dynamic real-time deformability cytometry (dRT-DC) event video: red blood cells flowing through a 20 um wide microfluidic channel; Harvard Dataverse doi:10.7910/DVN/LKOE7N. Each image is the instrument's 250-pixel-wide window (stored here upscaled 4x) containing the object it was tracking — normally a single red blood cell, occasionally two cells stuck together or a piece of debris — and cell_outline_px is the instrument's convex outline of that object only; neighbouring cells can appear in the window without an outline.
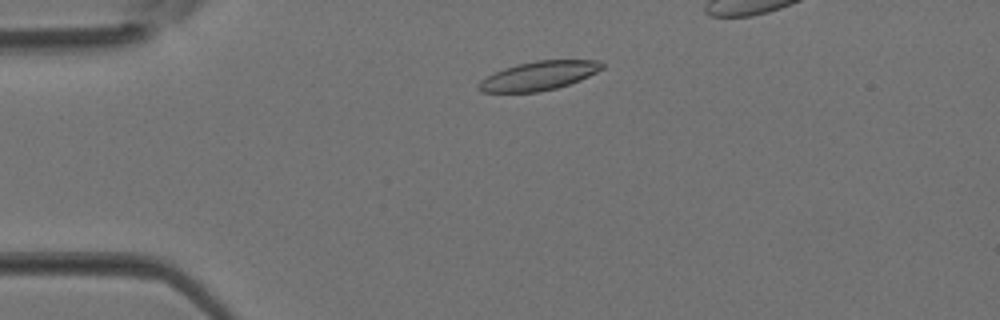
{"species": "Egyptian fruit bat (a non-hibernating species)", "species_latin": "Rousettus aegyptiacus", "temperature_condition": "room temperature", "stored_images_in_passage": 30, "camera_frame_rate_fps": 3000, "um_per_image_px": 0.085, "animal": {"sex": "female"}, "frame": {"image": 1, "passage_image": 5, "time_ms": 1.333, "image_size_px": [1000, 320], "cell_outline_px": [[604, 68], [580, 80], [556, 88], [540, 92], [480, 92], [476, 88], [476, 84], [480, 80], [504, 68], [516, 64], [536, 60], [596, 60], [604, 64]], "centroid_in_image_um": [45.77, 6.44], "position_along_channel_um": 39.2, "area_um2": 20.81}}
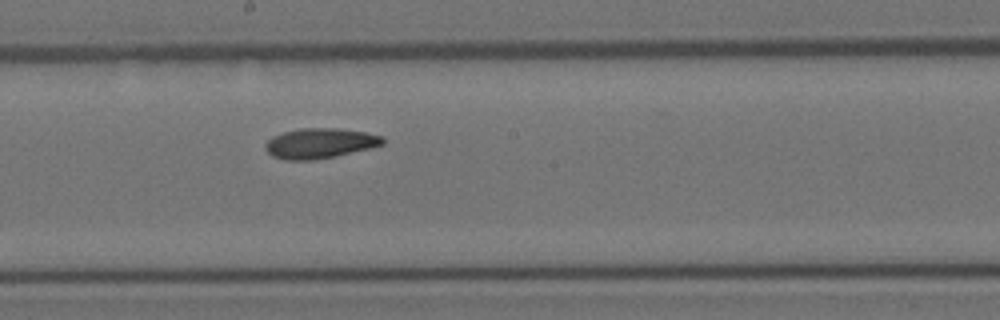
{"frame": {"image": 2, "passage_image": 17, "time_ms": 5.333, "image_size_px": [1000, 320], "cell_outline_px": [[384, 144], [336, 156], [312, 160], [284, 160], [272, 156], [264, 148], [264, 144], [272, 136], [284, 132], [300, 128], [336, 128], [364, 132], [384, 136]], "centroid_in_image_um": [27.15, 12.18], "position_along_channel_um": 221.0, "area_um2": 20.58}}
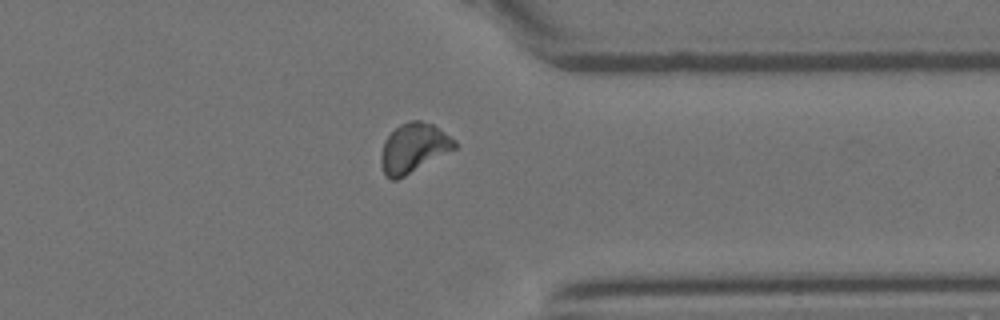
{"frame": {"image": 3, "passage_image": 26, "time_ms": 8.333, "image_size_px": [1000, 320], "cell_outline_px": [[456, 148], [404, 176], [396, 180], [392, 180], [384, 176], [380, 164], [380, 156], [384, 140], [400, 124], [408, 120], [420, 120], [432, 124], [456, 140]], "centroid_in_image_um": [35.12, 12.58], "position_along_channel_um": 376.3, "area_um2": 21.1}}